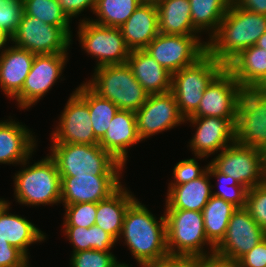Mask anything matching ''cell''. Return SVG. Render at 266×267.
I'll list each match as a JSON object with an SVG mask.
<instances>
[{"label": "cell", "mask_w": 266, "mask_h": 267, "mask_svg": "<svg viewBox=\"0 0 266 267\" xmlns=\"http://www.w3.org/2000/svg\"><path fill=\"white\" fill-rule=\"evenodd\" d=\"M259 94L266 96V76L263 78L260 83L254 88Z\"/></svg>", "instance_id": "obj_49"}, {"label": "cell", "mask_w": 266, "mask_h": 267, "mask_svg": "<svg viewBox=\"0 0 266 267\" xmlns=\"http://www.w3.org/2000/svg\"><path fill=\"white\" fill-rule=\"evenodd\" d=\"M234 5L254 13L266 15V0H236Z\"/></svg>", "instance_id": "obj_47"}, {"label": "cell", "mask_w": 266, "mask_h": 267, "mask_svg": "<svg viewBox=\"0 0 266 267\" xmlns=\"http://www.w3.org/2000/svg\"><path fill=\"white\" fill-rule=\"evenodd\" d=\"M64 226L89 228L95 225L97 203L84 202L64 205Z\"/></svg>", "instance_id": "obj_37"}, {"label": "cell", "mask_w": 266, "mask_h": 267, "mask_svg": "<svg viewBox=\"0 0 266 267\" xmlns=\"http://www.w3.org/2000/svg\"><path fill=\"white\" fill-rule=\"evenodd\" d=\"M229 5H233L236 0H225Z\"/></svg>", "instance_id": "obj_54"}, {"label": "cell", "mask_w": 266, "mask_h": 267, "mask_svg": "<svg viewBox=\"0 0 266 267\" xmlns=\"http://www.w3.org/2000/svg\"><path fill=\"white\" fill-rule=\"evenodd\" d=\"M65 234L73 244L74 252L85 250L110 251L117 242L109 233L97 225L89 228L77 226H64Z\"/></svg>", "instance_id": "obj_32"}, {"label": "cell", "mask_w": 266, "mask_h": 267, "mask_svg": "<svg viewBox=\"0 0 266 267\" xmlns=\"http://www.w3.org/2000/svg\"><path fill=\"white\" fill-rule=\"evenodd\" d=\"M211 164L222 174L235 179L248 190L265 180L262 150L234 142L221 151Z\"/></svg>", "instance_id": "obj_11"}, {"label": "cell", "mask_w": 266, "mask_h": 267, "mask_svg": "<svg viewBox=\"0 0 266 267\" xmlns=\"http://www.w3.org/2000/svg\"><path fill=\"white\" fill-rule=\"evenodd\" d=\"M11 37L8 35L6 31L0 28V49L4 48L7 41H10Z\"/></svg>", "instance_id": "obj_48"}, {"label": "cell", "mask_w": 266, "mask_h": 267, "mask_svg": "<svg viewBox=\"0 0 266 267\" xmlns=\"http://www.w3.org/2000/svg\"><path fill=\"white\" fill-rule=\"evenodd\" d=\"M199 35H165L159 33L145 50L171 74L195 63L207 52V42Z\"/></svg>", "instance_id": "obj_9"}, {"label": "cell", "mask_w": 266, "mask_h": 267, "mask_svg": "<svg viewBox=\"0 0 266 267\" xmlns=\"http://www.w3.org/2000/svg\"><path fill=\"white\" fill-rule=\"evenodd\" d=\"M207 165V170L210 176L216 177L219 181V184L221 185V189L215 193H212V195L232 203L237 208L245 207L248 189L239 184L232 177L219 172L211 163ZM228 183L230 185V188L226 187ZM224 184H226V186Z\"/></svg>", "instance_id": "obj_36"}, {"label": "cell", "mask_w": 266, "mask_h": 267, "mask_svg": "<svg viewBox=\"0 0 266 267\" xmlns=\"http://www.w3.org/2000/svg\"><path fill=\"white\" fill-rule=\"evenodd\" d=\"M50 157L55 161L60 177L81 174L120 176L123 165L99 144L53 143Z\"/></svg>", "instance_id": "obj_3"}, {"label": "cell", "mask_w": 266, "mask_h": 267, "mask_svg": "<svg viewBox=\"0 0 266 267\" xmlns=\"http://www.w3.org/2000/svg\"><path fill=\"white\" fill-rule=\"evenodd\" d=\"M199 168L201 167H199L195 158L181 160L173 169L174 182L169 183V186L181 185L198 179L207 171V166H205V169Z\"/></svg>", "instance_id": "obj_41"}, {"label": "cell", "mask_w": 266, "mask_h": 267, "mask_svg": "<svg viewBox=\"0 0 266 267\" xmlns=\"http://www.w3.org/2000/svg\"><path fill=\"white\" fill-rule=\"evenodd\" d=\"M237 267L266 266V237L245 254L237 263Z\"/></svg>", "instance_id": "obj_42"}, {"label": "cell", "mask_w": 266, "mask_h": 267, "mask_svg": "<svg viewBox=\"0 0 266 267\" xmlns=\"http://www.w3.org/2000/svg\"><path fill=\"white\" fill-rule=\"evenodd\" d=\"M158 29L165 35H197L193 27L189 0H158Z\"/></svg>", "instance_id": "obj_29"}, {"label": "cell", "mask_w": 266, "mask_h": 267, "mask_svg": "<svg viewBox=\"0 0 266 267\" xmlns=\"http://www.w3.org/2000/svg\"><path fill=\"white\" fill-rule=\"evenodd\" d=\"M35 138L19 122L0 121V163L26 165L36 146Z\"/></svg>", "instance_id": "obj_23"}, {"label": "cell", "mask_w": 266, "mask_h": 267, "mask_svg": "<svg viewBox=\"0 0 266 267\" xmlns=\"http://www.w3.org/2000/svg\"><path fill=\"white\" fill-rule=\"evenodd\" d=\"M167 248L170 255L195 258L214 256L215 247L206 238L203 215L200 211L165 209ZM209 244L210 255L203 246Z\"/></svg>", "instance_id": "obj_6"}, {"label": "cell", "mask_w": 266, "mask_h": 267, "mask_svg": "<svg viewBox=\"0 0 266 267\" xmlns=\"http://www.w3.org/2000/svg\"><path fill=\"white\" fill-rule=\"evenodd\" d=\"M242 91L241 85L224 68L207 86L199 107L188 118H226L235 125Z\"/></svg>", "instance_id": "obj_14"}, {"label": "cell", "mask_w": 266, "mask_h": 267, "mask_svg": "<svg viewBox=\"0 0 266 267\" xmlns=\"http://www.w3.org/2000/svg\"><path fill=\"white\" fill-rule=\"evenodd\" d=\"M252 218L266 232V184L250 188L247 191L246 206Z\"/></svg>", "instance_id": "obj_38"}, {"label": "cell", "mask_w": 266, "mask_h": 267, "mask_svg": "<svg viewBox=\"0 0 266 267\" xmlns=\"http://www.w3.org/2000/svg\"><path fill=\"white\" fill-rule=\"evenodd\" d=\"M236 209L232 203L215 196L204 206L202 215L206 238L214 247L224 238L230 218Z\"/></svg>", "instance_id": "obj_31"}, {"label": "cell", "mask_w": 266, "mask_h": 267, "mask_svg": "<svg viewBox=\"0 0 266 267\" xmlns=\"http://www.w3.org/2000/svg\"><path fill=\"white\" fill-rule=\"evenodd\" d=\"M235 142L255 149L266 148V96L243 89L235 124Z\"/></svg>", "instance_id": "obj_12"}, {"label": "cell", "mask_w": 266, "mask_h": 267, "mask_svg": "<svg viewBox=\"0 0 266 267\" xmlns=\"http://www.w3.org/2000/svg\"><path fill=\"white\" fill-rule=\"evenodd\" d=\"M23 12L44 23L60 28H70V19L57 0H22Z\"/></svg>", "instance_id": "obj_35"}, {"label": "cell", "mask_w": 266, "mask_h": 267, "mask_svg": "<svg viewBox=\"0 0 266 267\" xmlns=\"http://www.w3.org/2000/svg\"><path fill=\"white\" fill-rule=\"evenodd\" d=\"M23 14L22 0H1L0 28L11 37L19 26Z\"/></svg>", "instance_id": "obj_40"}, {"label": "cell", "mask_w": 266, "mask_h": 267, "mask_svg": "<svg viewBox=\"0 0 266 267\" xmlns=\"http://www.w3.org/2000/svg\"><path fill=\"white\" fill-rule=\"evenodd\" d=\"M135 200L129 190L122 188L121 185L107 199L97 203L95 225L118 241L126 211Z\"/></svg>", "instance_id": "obj_28"}, {"label": "cell", "mask_w": 266, "mask_h": 267, "mask_svg": "<svg viewBox=\"0 0 266 267\" xmlns=\"http://www.w3.org/2000/svg\"><path fill=\"white\" fill-rule=\"evenodd\" d=\"M120 176H95L81 174L61 177V202L63 205L75 203H98L107 199L120 186Z\"/></svg>", "instance_id": "obj_18"}, {"label": "cell", "mask_w": 266, "mask_h": 267, "mask_svg": "<svg viewBox=\"0 0 266 267\" xmlns=\"http://www.w3.org/2000/svg\"><path fill=\"white\" fill-rule=\"evenodd\" d=\"M195 257L186 255H170L156 261L143 264L142 267H193Z\"/></svg>", "instance_id": "obj_44"}, {"label": "cell", "mask_w": 266, "mask_h": 267, "mask_svg": "<svg viewBox=\"0 0 266 267\" xmlns=\"http://www.w3.org/2000/svg\"><path fill=\"white\" fill-rule=\"evenodd\" d=\"M256 46L266 50V31L259 37Z\"/></svg>", "instance_id": "obj_50"}, {"label": "cell", "mask_w": 266, "mask_h": 267, "mask_svg": "<svg viewBox=\"0 0 266 267\" xmlns=\"http://www.w3.org/2000/svg\"><path fill=\"white\" fill-rule=\"evenodd\" d=\"M59 125L52 133L53 143L99 144L95 137L88 105L75 93L69 97Z\"/></svg>", "instance_id": "obj_17"}, {"label": "cell", "mask_w": 266, "mask_h": 267, "mask_svg": "<svg viewBox=\"0 0 266 267\" xmlns=\"http://www.w3.org/2000/svg\"><path fill=\"white\" fill-rule=\"evenodd\" d=\"M26 258L19 249L0 238V267L19 266Z\"/></svg>", "instance_id": "obj_43"}, {"label": "cell", "mask_w": 266, "mask_h": 267, "mask_svg": "<svg viewBox=\"0 0 266 267\" xmlns=\"http://www.w3.org/2000/svg\"><path fill=\"white\" fill-rule=\"evenodd\" d=\"M208 170L198 179L168 187L166 209H182L202 212L213 196Z\"/></svg>", "instance_id": "obj_27"}, {"label": "cell", "mask_w": 266, "mask_h": 267, "mask_svg": "<svg viewBox=\"0 0 266 267\" xmlns=\"http://www.w3.org/2000/svg\"><path fill=\"white\" fill-rule=\"evenodd\" d=\"M135 114L138 134L142 141L154 134L170 130L185 121L171 91L149 95Z\"/></svg>", "instance_id": "obj_16"}, {"label": "cell", "mask_w": 266, "mask_h": 267, "mask_svg": "<svg viewBox=\"0 0 266 267\" xmlns=\"http://www.w3.org/2000/svg\"><path fill=\"white\" fill-rule=\"evenodd\" d=\"M69 19L79 15L87 7L94 11L96 0H57Z\"/></svg>", "instance_id": "obj_45"}, {"label": "cell", "mask_w": 266, "mask_h": 267, "mask_svg": "<svg viewBox=\"0 0 266 267\" xmlns=\"http://www.w3.org/2000/svg\"><path fill=\"white\" fill-rule=\"evenodd\" d=\"M28 262H29L28 258H26L19 266H16V267H30V266H28L29 265Z\"/></svg>", "instance_id": "obj_53"}, {"label": "cell", "mask_w": 266, "mask_h": 267, "mask_svg": "<svg viewBox=\"0 0 266 267\" xmlns=\"http://www.w3.org/2000/svg\"><path fill=\"white\" fill-rule=\"evenodd\" d=\"M224 68L223 63L206 52L195 63L172 74L171 92L185 119L197 110L207 86Z\"/></svg>", "instance_id": "obj_5"}, {"label": "cell", "mask_w": 266, "mask_h": 267, "mask_svg": "<svg viewBox=\"0 0 266 267\" xmlns=\"http://www.w3.org/2000/svg\"><path fill=\"white\" fill-rule=\"evenodd\" d=\"M263 153V167L266 174V148L262 151Z\"/></svg>", "instance_id": "obj_52"}, {"label": "cell", "mask_w": 266, "mask_h": 267, "mask_svg": "<svg viewBox=\"0 0 266 267\" xmlns=\"http://www.w3.org/2000/svg\"><path fill=\"white\" fill-rule=\"evenodd\" d=\"M92 78L86 84L120 110L136 112L149 96L127 63L95 67Z\"/></svg>", "instance_id": "obj_4"}, {"label": "cell", "mask_w": 266, "mask_h": 267, "mask_svg": "<svg viewBox=\"0 0 266 267\" xmlns=\"http://www.w3.org/2000/svg\"><path fill=\"white\" fill-rule=\"evenodd\" d=\"M265 237L266 232L249 211L245 207L237 208L230 218L224 238L215 247L214 256L236 264Z\"/></svg>", "instance_id": "obj_13"}, {"label": "cell", "mask_w": 266, "mask_h": 267, "mask_svg": "<svg viewBox=\"0 0 266 267\" xmlns=\"http://www.w3.org/2000/svg\"><path fill=\"white\" fill-rule=\"evenodd\" d=\"M9 205L5 200L0 204V238L29 258L27 248L32 243L44 241L45 234L27 219L9 214Z\"/></svg>", "instance_id": "obj_25"}, {"label": "cell", "mask_w": 266, "mask_h": 267, "mask_svg": "<svg viewBox=\"0 0 266 267\" xmlns=\"http://www.w3.org/2000/svg\"><path fill=\"white\" fill-rule=\"evenodd\" d=\"M127 64L135 79L149 95L171 91L172 74L163 68L145 49L130 51Z\"/></svg>", "instance_id": "obj_24"}, {"label": "cell", "mask_w": 266, "mask_h": 267, "mask_svg": "<svg viewBox=\"0 0 266 267\" xmlns=\"http://www.w3.org/2000/svg\"><path fill=\"white\" fill-rule=\"evenodd\" d=\"M2 50L0 53V87L7 97L14 98L22 90L35 54L14 45Z\"/></svg>", "instance_id": "obj_22"}, {"label": "cell", "mask_w": 266, "mask_h": 267, "mask_svg": "<svg viewBox=\"0 0 266 267\" xmlns=\"http://www.w3.org/2000/svg\"><path fill=\"white\" fill-rule=\"evenodd\" d=\"M193 267H237L235 263L220 259L216 256L194 259Z\"/></svg>", "instance_id": "obj_46"}, {"label": "cell", "mask_w": 266, "mask_h": 267, "mask_svg": "<svg viewBox=\"0 0 266 267\" xmlns=\"http://www.w3.org/2000/svg\"><path fill=\"white\" fill-rule=\"evenodd\" d=\"M185 121L197 126L189 145L197 158L220 152L235 142V125L229 119L200 117L186 118Z\"/></svg>", "instance_id": "obj_19"}, {"label": "cell", "mask_w": 266, "mask_h": 267, "mask_svg": "<svg viewBox=\"0 0 266 267\" xmlns=\"http://www.w3.org/2000/svg\"><path fill=\"white\" fill-rule=\"evenodd\" d=\"M117 259L110 251L85 250L74 252L70 267H111Z\"/></svg>", "instance_id": "obj_39"}, {"label": "cell", "mask_w": 266, "mask_h": 267, "mask_svg": "<svg viewBox=\"0 0 266 267\" xmlns=\"http://www.w3.org/2000/svg\"><path fill=\"white\" fill-rule=\"evenodd\" d=\"M111 267H131V266H128V265H126V264H122V263H119L118 261H115L112 265H111Z\"/></svg>", "instance_id": "obj_51"}, {"label": "cell", "mask_w": 266, "mask_h": 267, "mask_svg": "<svg viewBox=\"0 0 266 267\" xmlns=\"http://www.w3.org/2000/svg\"><path fill=\"white\" fill-rule=\"evenodd\" d=\"M74 92L88 105L92 128L95 137L100 141L119 108L110 100L95 93L86 83L76 88Z\"/></svg>", "instance_id": "obj_30"}, {"label": "cell", "mask_w": 266, "mask_h": 267, "mask_svg": "<svg viewBox=\"0 0 266 267\" xmlns=\"http://www.w3.org/2000/svg\"><path fill=\"white\" fill-rule=\"evenodd\" d=\"M15 199L25 205L61 203V177L55 161L47 156L14 176Z\"/></svg>", "instance_id": "obj_7"}, {"label": "cell", "mask_w": 266, "mask_h": 267, "mask_svg": "<svg viewBox=\"0 0 266 267\" xmlns=\"http://www.w3.org/2000/svg\"><path fill=\"white\" fill-rule=\"evenodd\" d=\"M68 53L35 55L31 70L22 90L14 97L20 108H30L54 85L61 76Z\"/></svg>", "instance_id": "obj_15"}, {"label": "cell", "mask_w": 266, "mask_h": 267, "mask_svg": "<svg viewBox=\"0 0 266 267\" xmlns=\"http://www.w3.org/2000/svg\"><path fill=\"white\" fill-rule=\"evenodd\" d=\"M86 20H81L78 36L82 48L97 58L96 67L127 63L130 50L120 28L101 26L90 19Z\"/></svg>", "instance_id": "obj_10"}, {"label": "cell", "mask_w": 266, "mask_h": 267, "mask_svg": "<svg viewBox=\"0 0 266 267\" xmlns=\"http://www.w3.org/2000/svg\"><path fill=\"white\" fill-rule=\"evenodd\" d=\"M266 31V15L229 5L216 32L207 42V52L226 65L239 52L256 45Z\"/></svg>", "instance_id": "obj_1"}, {"label": "cell", "mask_w": 266, "mask_h": 267, "mask_svg": "<svg viewBox=\"0 0 266 267\" xmlns=\"http://www.w3.org/2000/svg\"><path fill=\"white\" fill-rule=\"evenodd\" d=\"M70 28L53 26L36 17L23 14L21 22L11 36L16 47L35 55L66 53L71 41Z\"/></svg>", "instance_id": "obj_8"}, {"label": "cell", "mask_w": 266, "mask_h": 267, "mask_svg": "<svg viewBox=\"0 0 266 267\" xmlns=\"http://www.w3.org/2000/svg\"><path fill=\"white\" fill-rule=\"evenodd\" d=\"M110 123L99 145L124 166L128 147L142 141L137 130L136 114L130 110L119 109Z\"/></svg>", "instance_id": "obj_20"}, {"label": "cell", "mask_w": 266, "mask_h": 267, "mask_svg": "<svg viewBox=\"0 0 266 267\" xmlns=\"http://www.w3.org/2000/svg\"><path fill=\"white\" fill-rule=\"evenodd\" d=\"M119 28L130 51L145 49L159 34L156 3L142 2Z\"/></svg>", "instance_id": "obj_21"}, {"label": "cell", "mask_w": 266, "mask_h": 267, "mask_svg": "<svg viewBox=\"0 0 266 267\" xmlns=\"http://www.w3.org/2000/svg\"><path fill=\"white\" fill-rule=\"evenodd\" d=\"M142 0H96L92 22L106 27H120L142 3Z\"/></svg>", "instance_id": "obj_34"}, {"label": "cell", "mask_w": 266, "mask_h": 267, "mask_svg": "<svg viewBox=\"0 0 266 267\" xmlns=\"http://www.w3.org/2000/svg\"><path fill=\"white\" fill-rule=\"evenodd\" d=\"M193 27L201 32L210 30V37L216 32L223 20L229 4L225 0H189Z\"/></svg>", "instance_id": "obj_33"}, {"label": "cell", "mask_w": 266, "mask_h": 267, "mask_svg": "<svg viewBox=\"0 0 266 267\" xmlns=\"http://www.w3.org/2000/svg\"><path fill=\"white\" fill-rule=\"evenodd\" d=\"M143 2H157L158 0H142Z\"/></svg>", "instance_id": "obj_55"}, {"label": "cell", "mask_w": 266, "mask_h": 267, "mask_svg": "<svg viewBox=\"0 0 266 267\" xmlns=\"http://www.w3.org/2000/svg\"><path fill=\"white\" fill-rule=\"evenodd\" d=\"M225 68L243 89H254L266 76V50L256 45L231 59Z\"/></svg>", "instance_id": "obj_26"}, {"label": "cell", "mask_w": 266, "mask_h": 267, "mask_svg": "<svg viewBox=\"0 0 266 267\" xmlns=\"http://www.w3.org/2000/svg\"><path fill=\"white\" fill-rule=\"evenodd\" d=\"M121 235L140 266L169 254L165 216L157 221L137 199L126 211Z\"/></svg>", "instance_id": "obj_2"}]
</instances>
